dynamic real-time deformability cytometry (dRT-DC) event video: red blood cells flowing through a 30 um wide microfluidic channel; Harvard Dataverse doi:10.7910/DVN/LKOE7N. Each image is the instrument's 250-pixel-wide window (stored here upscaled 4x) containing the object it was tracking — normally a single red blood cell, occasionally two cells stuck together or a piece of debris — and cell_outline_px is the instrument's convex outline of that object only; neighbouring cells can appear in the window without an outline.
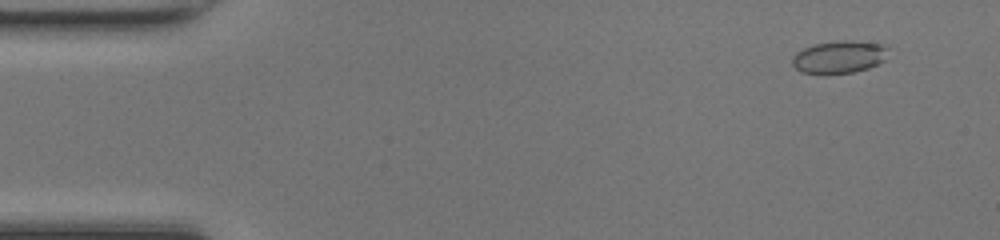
{"species": "common noctule bat (a hibernating species)", "species_latin": "Nyctalus noctula", "temperature_condition": "room temperature", "stored_images_in_passage": 49, "camera_frame_rate_fps": 3000, "um_per_image_px": 0.085, "animal": {"sex": "female", "body_mass_g": 17.0, "forearm_length_mm": 48.0}, "frame": {"image": 1, "passage_image": 4, "time_ms": 1.0, "image_size_px": [1000, 240], "cell_outline_px": [[892, 44], [884, 60], [868, 68], [852, 72], [800, 72], [792, 64], [792, 56], [796, 52], [812, 44], [836, 40], [852, 40]], "centroid_in_image_um": [71.39, 4.78], "position_along_channel_um": 13.6, "area_um2": 18.32}}
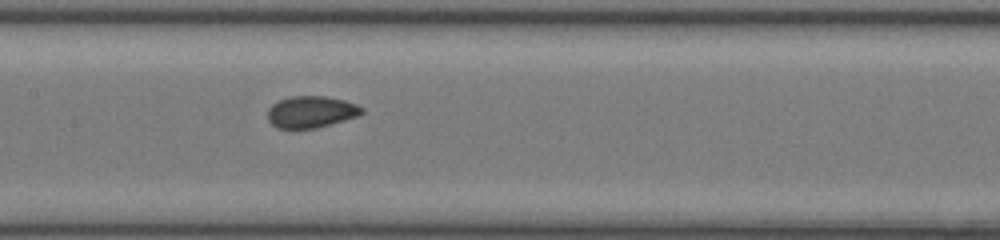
{"frame": {"image": 2, "passage_image": 24, "time_ms": 7.667, "image_size_px": [1000, 240], "cell_outline_px": [[364, 112], [356, 116], [344, 120], [316, 128], [276, 128], [268, 120], [268, 108], [272, 104], [288, 96], [324, 96], [344, 100], [356, 104], [364, 108]], "centroid_in_image_um": [26.42, 9.5], "position_along_channel_um": 181.0, "area_um2": 17.34}}
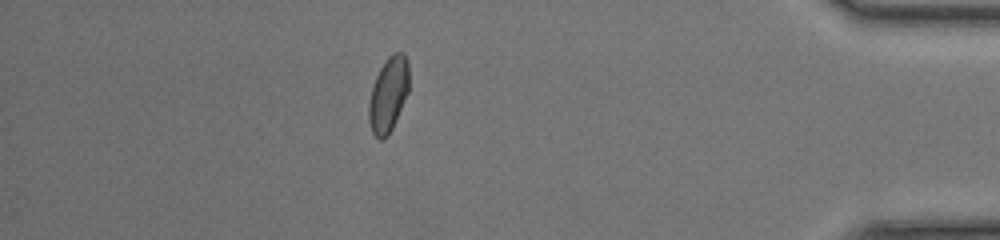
{"frame": {"image": 3, "passage_image": 43, "time_ms": 14.0, "image_size_px": [1000, 240], "cell_outline_px": [[408, 92], [396, 120], [388, 136], [384, 140], [380, 140], [372, 132], [368, 120], [368, 104], [372, 88], [376, 76], [380, 68], [388, 56], [396, 52], [404, 52], [408, 60]], "centroid_in_image_um": [33.0, 8.04], "position_along_channel_um": 402.2, "area_um2": 17.57}, "authors_computed_cell_mechanics": {"area_um2": 17.5712, "velocity_mm_per_s": 4.2469, "shape_relaxation_time_tau1_ms": 3.2657, "shape_relaxation_time_tau2_ms": 0.7851, "deformation_change_tau1": 0.0936, "deformation_change_tau2": 0.0352}}